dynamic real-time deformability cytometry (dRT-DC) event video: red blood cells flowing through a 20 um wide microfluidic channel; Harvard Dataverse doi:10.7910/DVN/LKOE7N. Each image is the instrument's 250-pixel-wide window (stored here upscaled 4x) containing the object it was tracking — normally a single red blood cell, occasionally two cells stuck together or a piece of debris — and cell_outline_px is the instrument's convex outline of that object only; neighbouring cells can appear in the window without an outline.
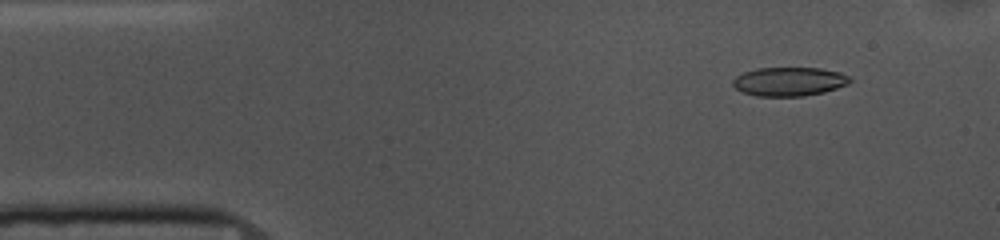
{"species": "common noctule bat (a hibernating species)", "species_latin": "Nyctalus noctula", "temperature_condition": "cold", "stored_images_in_passage": 53, "camera_frame_rate_fps": 3000, "um_per_image_px": 0.085, "animal": {"sex": "female", "body_mass_g": 10.0, "forearm_length_mm": 53.1}, "frame": {"image": 1, "passage_image": 5, "time_ms": 1.333, "image_size_px": [1000, 240], "cell_outline_px": [[852, 80], [848, 84], [824, 92], [804, 96], [756, 96], [744, 92], [736, 88], [732, 84], [732, 80], [736, 76], [744, 72], [756, 68], [820, 68], [840, 72], [848, 76]], "centroid_in_image_um": [67.08, 6.93], "position_along_channel_um": 17.9, "area_um2": 19.65}}
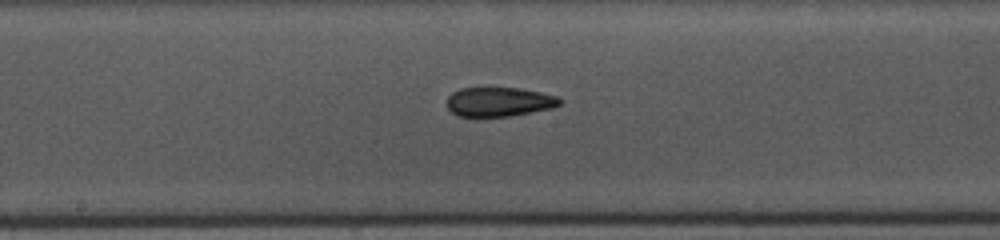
{"frame": {"image": 2, "passage_image": 26, "time_ms": 8.333, "image_size_px": [1000, 240], "cell_outline_px": [[564, 100], [560, 104], [552, 108], [532, 112], [508, 116], [456, 116], [448, 108], [448, 96], [452, 92], [460, 88], [516, 88], [540, 92], [560, 96]], "centroid_in_image_um": [42.45, 8.65], "position_along_channel_um": 205.7, "area_um2": 19.25}}
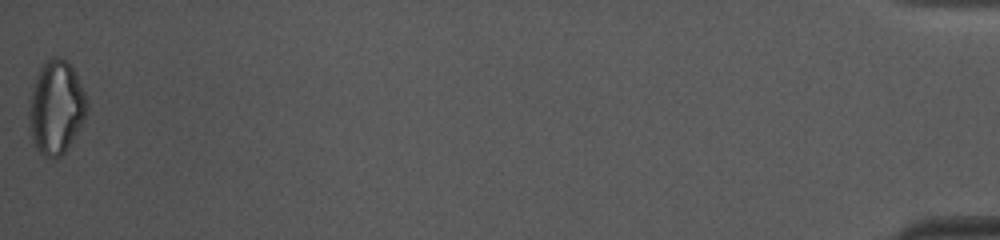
{"frame": {"image": 3, "passage_image": 53, "time_ms": 17.333, "image_size_px": [1000, 240], "cell_outline_px": [[88, 108], [84, 120], [64, 152], [60, 156], [44, 156], [36, 148], [28, 128], [28, 116], [32, 88], [36, 76], [40, 68], [52, 56], [56, 56], [64, 60], [72, 68], [84, 92], [88, 104]], "centroid_in_image_um": [4.75, 9.13], "position_along_channel_um": 430.5, "area_um2": 30.98}, "authors_computed_cell_mechanics": {"area_um2": 20.6924, "velocity_mm_per_s": 3.6585, "shape_relaxation_time_tau1_ms": 4.9775, "shape_relaxation_time_tau2_ms": 2.5745, "deformation_change_tau1": 0.1491, "deformation_change_tau2": 0.1039}}